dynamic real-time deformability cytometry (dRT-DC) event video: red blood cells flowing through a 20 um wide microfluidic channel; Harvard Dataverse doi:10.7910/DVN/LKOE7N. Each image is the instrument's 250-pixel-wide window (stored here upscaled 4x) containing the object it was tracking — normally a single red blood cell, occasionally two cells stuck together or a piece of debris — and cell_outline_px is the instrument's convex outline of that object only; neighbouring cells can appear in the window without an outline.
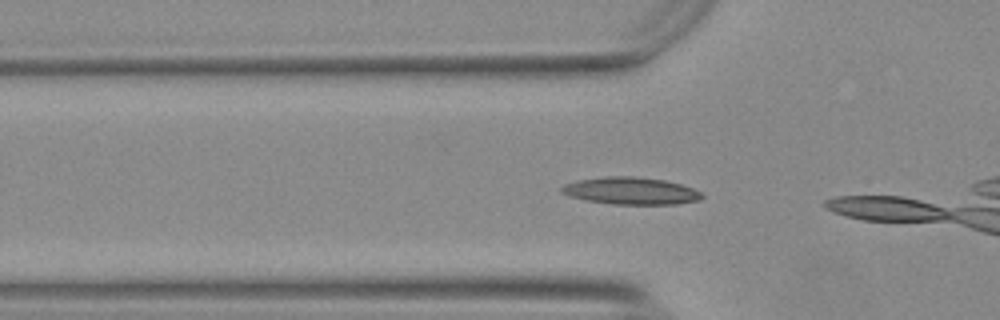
{"species": "Egyptian fruit bat (a non-hibernating species)", "species_latin": "Rousettus aegyptiacus", "temperature_condition": "warm", "stored_images_in_passage": 5, "camera_frame_rate_fps": 3000, "um_per_image_px": 0.085, "animal": {"sex": "female"}, "frame": {"image": 1, "passage_image": 3, "time_ms": 0.667, "image_size_px": [1000, 320], "cell_outline_px": [[704, 196], [700, 200], [676, 204], [612, 204], [588, 200], [568, 196], [560, 192], [560, 188], [564, 184], [580, 180], [604, 176], [632, 176], [664, 180], [680, 184], [692, 188], [700, 192]], "centroid_in_image_um": [53.61, 16.22], "position_along_channel_um": 72.2, "area_um2": 22.14}}